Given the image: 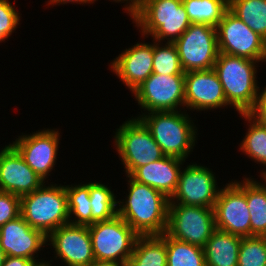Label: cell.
I'll use <instances>...</instances> for the list:
<instances>
[{"instance_id":"6da1fadb","label":"cell","mask_w":266,"mask_h":266,"mask_svg":"<svg viewBox=\"0 0 266 266\" xmlns=\"http://www.w3.org/2000/svg\"><path fill=\"white\" fill-rule=\"evenodd\" d=\"M128 195L117 200L119 215L139 236L162 235L168 223L169 198L129 175Z\"/></svg>"},{"instance_id":"7a4b0ae2","label":"cell","mask_w":266,"mask_h":266,"mask_svg":"<svg viewBox=\"0 0 266 266\" xmlns=\"http://www.w3.org/2000/svg\"><path fill=\"white\" fill-rule=\"evenodd\" d=\"M257 63L259 61L218 53L214 64L227 103L239 114L251 113L259 100L261 89L256 80Z\"/></svg>"},{"instance_id":"3957f363","label":"cell","mask_w":266,"mask_h":266,"mask_svg":"<svg viewBox=\"0 0 266 266\" xmlns=\"http://www.w3.org/2000/svg\"><path fill=\"white\" fill-rule=\"evenodd\" d=\"M130 17L141 37L162 43H174L191 24L182 0H140Z\"/></svg>"},{"instance_id":"277c9868","label":"cell","mask_w":266,"mask_h":266,"mask_svg":"<svg viewBox=\"0 0 266 266\" xmlns=\"http://www.w3.org/2000/svg\"><path fill=\"white\" fill-rule=\"evenodd\" d=\"M187 112L165 111L140 114L138 117L150 130L165 156L186 161L196 146L197 127Z\"/></svg>"},{"instance_id":"5b68a950","label":"cell","mask_w":266,"mask_h":266,"mask_svg":"<svg viewBox=\"0 0 266 266\" xmlns=\"http://www.w3.org/2000/svg\"><path fill=\"white\" fill-rule=\"evenodd\" d=\"M51 183H47L48 186L44 183L40 188L20 198L21 215L24 220L46 236L60 226L69 224L65 185Z\"/></svg>"},{"instance_id":"8992f818","label":"cell","mask_w":266,"mask_h":266,"mask_svg":"<svg viewBox=\"0 0 266 266\" xmlns=\"http://www.w3.org/2000/svg\"><path fill=\"white\" fill-rule=\"evenodd\" d=\"M114 144L121 164L124 165L125 175L165 156L150 130L139 118H129L116 129Z\"/></svg>"},{"instance_id":"52a82bcc","label":"cell","mask_w":266,"mask_h":266,"mask_svg":"<svg viewBox=\"0 0 266 266\" xmlns=\"http://www.w3.org/2000/svg\"><path fill=\"white\" fill-rule=\"evenodd\" d=\"M88 228L96 261L126 264L139 235L119 215Z\"/></svg>"},{"instance_id":"ba28073f","label":"cell","mask_w":266,"mask_h":266,"mask_svg":"<svg viewBox=\"0 0 266 266\" xmlns=\"http://www.w3.org/2000/svg\"><path fill=\"white\" fill-rule=\"evenodd\" d=\"M215 229L214 208L169 203L166 233L170 237L203 248Z\"/></svg>"},{"instance_id":"9c48e42d","label":"cell","mask_w":266,"mask_h":266,"mask_svg":"<svg viewBox=\"0 0 266 266\" xmlns=\"http://www.w3.org/2000/svg\"><path fill=\"white\" fill-rule=\"evenodd\" d=\"M132 94L143 109L142 114L185 111V74L152 73Z\"/></svg>"},{"instance_id":"30bf717a","label":"cell","mask_w":266,"mask_h":266,"mask_svg":"<svg viewBox=\"0 0 266 266\" xmlns=\"http://www.w3.org/2000/svg\"><path fill=\"white\" fill-rule=\"evenodd\" d=\"M174 44L185 73L214 68L219 53L216 27L191 23Z\"/></svg>"},{"instance_id":"8fae6325","label":"cell","mask_w":266,"mask_h":266,"mask_svg":"<svg viewBox=\"0 0 266 266\" xmlns=\"http://www.w3.org/2000/svg\"><path fill=\"white\" fill-rule=\"evenodd\" d=\"M216 29L219 53L266 62V40L229 9Z\"/></svg>"},{"instance_id":"7c38bea8","label":"cell","mask_w":266,"mask_h":266,"mask_svg":"<svg viewBox=\"0 0 266 266\" xmlns=\"http://www.w3.org/2000/svg\"><path fill=\"white\" fill-rule=\"evenodd\" d=\"M210 168L192 163L182 168L169 203L214 208L221 188Z\"/></svg>"},{"instance_id":"4fadbf2b","label":"cell","mask_w":266,"mask_h":266,"mask_svg":"<svg viewBox=\"0 0 266 266\" xmlns=\"http://www.w3.org/2000/svg\"><path fill=\"white\" fill-rule=\"evenodd\" d=\"M56 130V131H55ZM60 133L58 129H43L32 134H21L11 144L27 165L44 181L55 167ZM48 175V176H47Z\"/></svg>"},{"instance_id":"5bb4252c","label":"cell","mask_w":266,"mask_h":266,"mask_svg":"<svg viewBox=\"0 0 266 266\" xmlns=\"http://www.w3.org/2000/svg\"><path fill=\"white\" fill-rule=\"evenodd\" d=\"M216 229L251 237V219L246 194L233 179L220 189L214 206Z\"/></svg>"},{"instance_id":"9a60e30c","label":"cell","mask_w":266,"mask_h":266,"mask_svg":"<svg viewBox=\"0 0 266 266\" xmlns=\"http://www.w3.org/2000/svg\"><path fill=\"white\" fill-rule=\"evenodd\" d=\"M56 256L65 266H89L95 261L88 226L66 224L47 236Z\"/></svg>"},{"instance_id":"2e32d148","label":"cell","mask_w":266,"mask_h":266,"mask_svg":"<svg viewBox=\"0 0 266 266\" xmlns=\"http://www.w3.org/2000/svg\"><path fill=\"white\" fill-rule=\"evenodd\" d=\"M47 242V236L32 228L21 214L0 227V246L6 256L28 258L37 264L45 263L43 259H37V253L47 246Z\"/></svg>"},{"instance_id":"e0dca14e","label":"cell","mask_w":266,"mask_h":266,"mask_svg":"<svg viewBox=\"0 0 266 266\" xmlns=\"http://www.w3.org/2000/svg\"><path fill=\"white\" fill-rule=\"evenodd\" d=\"M229 106L222 84L214 69L185 73V107L208 111Z\"/></svg>"},{"instance_id":"ac0fdd59","label":"cell","mask_w":266,"mask_h":266,"mask_svg":"<svg viewBox=\"0 0 266 266\" xmlns=\"http://www.w3.org/2000/svg\"><path fill=\"white\" fill-rule=\"evenodd\" d=\"M45 182L24 161L10 144L0 150V191L18 197L30 194Z\"/></svg>"},{"instance_id":"d6986e66","label":"cell","mask_w":266,"mask_h":266,"mask_svg":"<svg viewBox=\"0 0 266 266\" xmlns=\"http://www.w3.org/2000/svg\"><path fill=\"white\" fill-rule=\"evenodd\" d=\"M121 52L109 68L133 93L153 73V44L137 42Z\"/></svg>"},{"instance_id":"ffe728a7","label":"cell","mask_w":266,"mask_h":266,"mask_svg":"<svg viewBox=\"0 0 266 266\" xmlns=\"http://www.w3.org/2000/svg\"><path fill=\"white\" fill-rule=\"evenodd\" d=\"M184 162L176 157L164 156L157 161L136 168L129 176L170 198L176 190Z\"/></svg>"},{"instance_id":"44dd1931","label":"cell","mask_w":266,"mask_h":266,"mask_svg":"<svg viewBox=\"0 0 266 266\" xmlns=\"http://www.w3.org/2000/svg\"><path fill=\"white\" fill-rule=\"evenodd\" d=\"M242 237L215 229L203 247L206 266H237Z\"/></svg>"},{"instance_id":"7402d4cb","label":"cell","mask_w":266,"mask_h":266,"mask_svg":"<svg viewBox=\"0 0 266 266\" xmlns=\"http://www.w3.org/2000/svg\"><path fill=\"white\" fill-rule=\"evenodd\" d=\"M260 183L254 178L245 177L234 182L246 194L251 219V236H266V182Z\"/></svg>"},{"instance_id":"603a6c76","label":"cell","mask_w":266,"mask_h":266,"mask_svg":"<svg viewBox=\"0 0 266 266\" xmlns=\"http://www.w3.org/2000/svg\"><path fill=\"white\" fill-rule=\"evenodd\" d=\"M126 266H167L165 233L139 236Z\"/></svg>"},{"instance_id":"cb8c5ba5","label":"cell","mask_w":266,"mask_h":266,"mask_svg":"<svg viewBox=\"0 0 266 266\" xmlns=\"http://www.w3.org/2000/svg\"><path fill=\"white\" fill-rule=\"evenodd\" d=\"M240 116L248 121L249 128L239 145V151L245 153L255 163L266 166V124L261 123L251 113H243ZM260 172L261 177L266 173V169Z\"/></svg>"},{"instance_id":"d4e9b609","label":"cell","mask_w":266,"mask_h":266,"mask_svg":"<svg viewBox=\"0 0 266 266\" xmlns=\"http://www.w3.org/2000/svg\"><path fill=\"white\" fill-rule=\"evenodd\" d=\"M182 3L191 23L214 27L229 9V0H182Z\"/></svg>"},{"instance_id":"484cf974","label":"cell","mask_w":266,"mask_h":266,"mask_svg":"<svg viewBox=\"0 0 266 266\" xmlns=\"http://www.w3.org/2000/svg\"><path fill=\"white\" fill-rule=\"evenodd\" d=\"M229 10L266 40V0H229Z\"/></svg>"},{"instance_id":"4316f807","label":"cell","mask_w":266,"mask_h":266,"mask_svg":"<svg viewBox=\"0 0 266 266\" xmlns=\"http://www.w3.org/2000/svg\"><path fill=\"white\" fill-rule=\"evenodd\" d=\"M91 204V225L98 221H106L117 215V198L108 185L89 182Z\"/></svg>"},{"instance_id":"83f0119b","label":"cell","mask_w":266,"mask_h":266,"mask_svg":"<svg viewBox=\"0 0 266 266\" xmlns=\"http://www.w3.org/2000/svg\"><path fill=\"white\" fill-rule=\"evenodd\" d=\"M65 189L68 197L69 224L90 226L92 210L89 182L85 184L65 185Z\"/></svg>"},{"instance_id":"f1b7e54d","label":"cell","mask_w":266,"mask_h":266,"mask_svg":"<svg viewBox=\"0 0 266 266\" xmlns=\"http://www.w3.org/2000/svg\"><path fill=\"white\" fill-rule=\"evenodd\" d=\"M167 266H206L203 248L170 237L165 232Z\"/></svg>"},{"instance_id":"f546056e","label":"cell","mask_w":266,"mask_h":266,"mask_svg":"<svg viewBox=\"0 0 266 266\" xmlns=\"http://www.w3.org/2000/svg\"><path fill=\"white\" fill-rule=\"evenodd\" d=\"M153 41V73L161 75L185 74L175 44Z\"/></svg>"},{"instance_id":"4dcf8cb0","label":"cell","mask_w":266,"mask_h":266,"mask_svg":"<svg viewBox=\"0 0 266 266\" xmlns=\"http://www.w3.org/2000/svg\"><path fill=\"white\" fill-rule=\"evenodd\" d=\"M237 266H266V236L241 239Z\"/></svg>"},{"instance_id":"1f68e13d","label":"cell","mask_w":266,"mask_h":266,"mask_svg":"<svg viewBox=\"0 0 266 266\" xmlns=\"http://www.w3.org/2000/svg\"><path fill=\"white\" fill-rule=\"evenodd\" d=\"M20 13L9 0H0V43L15 32L20 24Z\"/></svg>"},{"instance_id":"d6a6232c","label":"cell","mask_w":266,"mask_h":266,"mask_svg":"<svg viewBox=\"0 0 266 266\" xmlns=\"http://www.w3.org/2000/svg\"><path fill=\"white\" fill-rule=\"evenodd\" d=\"M21 214L20 197L0 191V227Z\"/></svg>"},{"instance_id":"836d02e7","label":"cell","mask_w":266,"mask_h":266,"mask_svg":"<svg viewBox=\"0 0 266 266\" xmlns=\"http://www.w3.org/2000/svg\"><path fill=\"white\" fill-rule=\"evenodd\" d=\"M251 114L261 123L266 124V86L262 88L259 100Z\"/></svg>"},{"instance_id":"e575fe53","label":"cell","mask_w":266,"mask_h":266,"mask_svg":"<svg viewBox=\"0 0 266 266\" xmlns=\"http://www.w3.org/2000/svg\"><path fill=\"white\" fill-rule=\"evenodd\" d=\"M34 260L22 257L6 256L2 266H36Z\"/></svg>"},{"instance_id":"d590c367","label":"cell","mask_w":266,"mask_h":266,"mask_svg":"<svg viewBox=\"0 0 266 266\" xmlns=\"http://www.w3.org/2000/svg\"><path fill=\"white\" fill-rule=\"evenodd\" d=\"M97 0H94V2ZM114 2L125 3L124 10L131 16L138 8L140 0H113ZM128 3V4H127Z\"/></svg>"},{"instance_id":"8d00e7d4","label":"cell","mask_w":266,"mask_h":266,"mask_svg":"<svg viewBox=\"0 0 266 266\" xmlns=\"http://www.w3.org/2000/svg\"><path fill=\"white\" fill-rule=\"evenodd\" d=\"M48 3H47V5L48 6H50V5H53L54 6V4L55 5H62V4H67V3H70L71 2V4H72V2H73V4H74V2L75 3H77V4H93L94 3V0H48L47 1Z\"/></svg>"},{"instance_id":"74e56055","label":"cell","mask_w":266,"mask_h":266,"mask_svg":"<svg viewBox=\"0 0 266 266\" xmlns=\"http://www.w3.org/2000/svg\"><path fill=\"white\" fill-rule=\"evenodd\" d=\"M89 266H126L123 263H118V262H106V261H94L91 265Z\"/></svg>"},{"instance_id":"f35d334b","label":"cell","mask_w":266,"mask_h":266,"mask_svg":"<svg viewBox=\"0 0 266 266\" xmlns=\"http://www.w3.org/2000/svg\"><path fill=\"white\" fill-rule=\"evenodd\" d=\"M5 258H6V254L3 251L2 247L0 246V266L3 265Z\"/></svg>"},{"instance_id":"ab89813d","label":"cell","mask_w":266,"mask_h":266,"mask_svg":"<svg viewBox=\"0 0 266 266\" xmlns=\"http://www.w3.org/2000/svg\"><path fill=\"white\" fill-rule=\"evenodd\" d=\"M52 261L53 260L47 261L45 263L37 264L36 266H51V263H49V262H52Z\"/></svg>"},{"instance_id":"60d3db41","label":"cell","mask_w":266,"mask_h":266,"mask_svg":"<svg viewBox=\"0 0 266 266\" xmlns=\"http://www.w3.org/2000/svg\"><path fill=\"white\" fill-rule=\"evenodd\" d=\"M261 178H262L263 180H265V182H266V173H264V174L261 176Z\"/></svg>"}]
</instances>
